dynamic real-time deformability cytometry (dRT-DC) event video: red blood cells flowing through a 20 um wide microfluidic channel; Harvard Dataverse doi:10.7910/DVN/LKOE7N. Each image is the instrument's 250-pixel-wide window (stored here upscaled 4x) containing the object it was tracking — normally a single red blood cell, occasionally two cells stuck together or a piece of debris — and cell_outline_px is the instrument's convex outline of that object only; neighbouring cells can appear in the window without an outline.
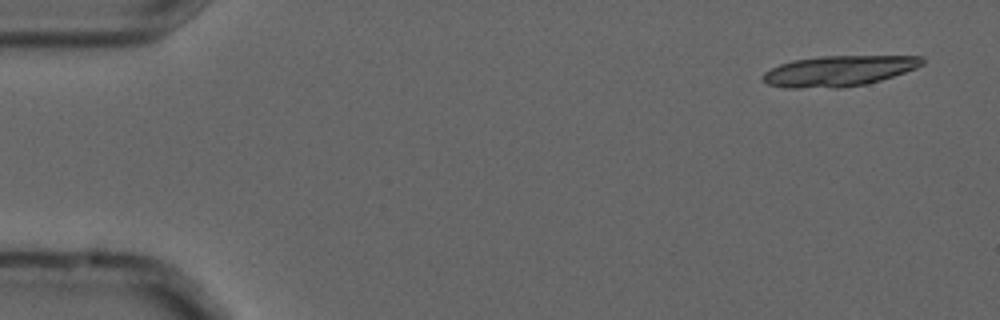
{"species": "common noctule bat (a hibernating species)", "species_latin": "Nyctalus noctula", "temperature_condition": "cold", "stored_images_in_passage": 9, "camera_frame_rate_fps": 3000, "um_per_image_px": 0.085, "animal": {"sex": "male", "forearm_length_mm": 52.5}, "frame": {"image": 1, "passage_image": 1, "time_ms": 0.0, "image_size_px": [1000, 320], "cell_outline_px": [[924, 64], [916, 68], [880, 80], [864, 84], [840, 88], [784, 88], [768, 84], [760, 80], [760, 76], [764, 72], [780, 64], [792, 60], [820, 56], [924, 56]], "centroid_in_image_um": [71.24, 6.03], "position_along_channel_um": 13.8, "area_um2": 28.55}}
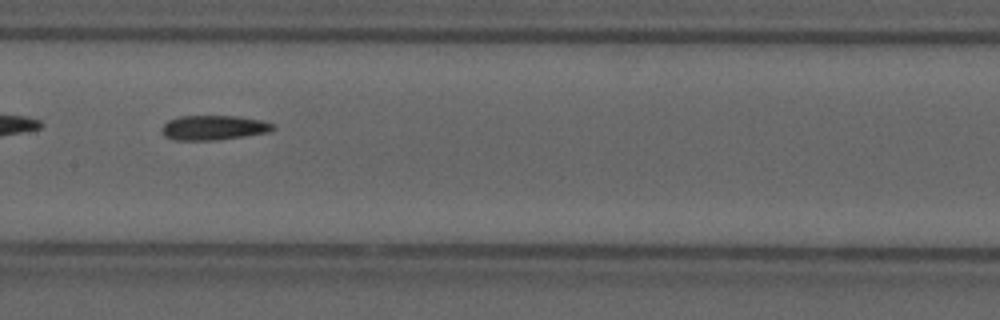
{"frame": {"image": 2, "passage_image": 8, "time_ms": 2.333, "image_size_px": [1000, 320], "cell_outline_px": [[276, 128], [268, 132], [244, 136], [216, 140], [172, 140], [164, 136], [160, 128], [168, 120], [180, 116], [240, 116], [260, 120], [276, 124]], "centroid_in_image_um": [18.15, 10.85], "position_along_channel_um": 189.3, "area_um2": 16.13}}
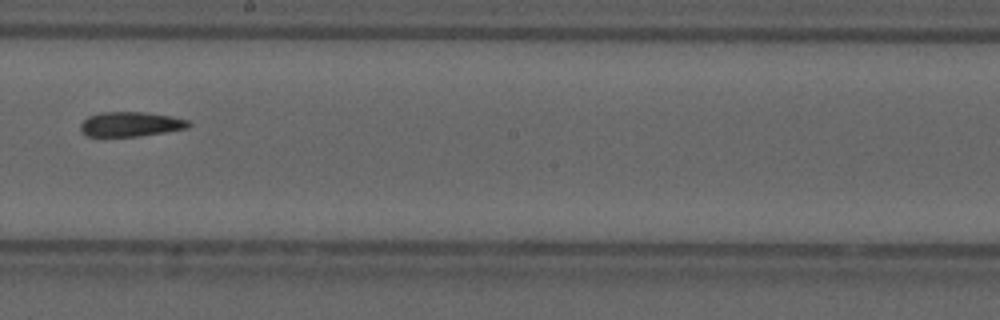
{"frame": {"image": 3, "passage_image": 9, "time_ms": 2.667, "image_size_px": [1000, 320], "cell_outline_px": [[192, 124], [188, 128], [140, 136], [88, 136], [80, 128], [80, 124], [88, 116], [100, 112], [144, 112], [172, 116], [188, 120]], "centroid_in_image_um": [11.13, 10.54], "position_along_channel_um": 237.1, "area_um2": 15.49}}